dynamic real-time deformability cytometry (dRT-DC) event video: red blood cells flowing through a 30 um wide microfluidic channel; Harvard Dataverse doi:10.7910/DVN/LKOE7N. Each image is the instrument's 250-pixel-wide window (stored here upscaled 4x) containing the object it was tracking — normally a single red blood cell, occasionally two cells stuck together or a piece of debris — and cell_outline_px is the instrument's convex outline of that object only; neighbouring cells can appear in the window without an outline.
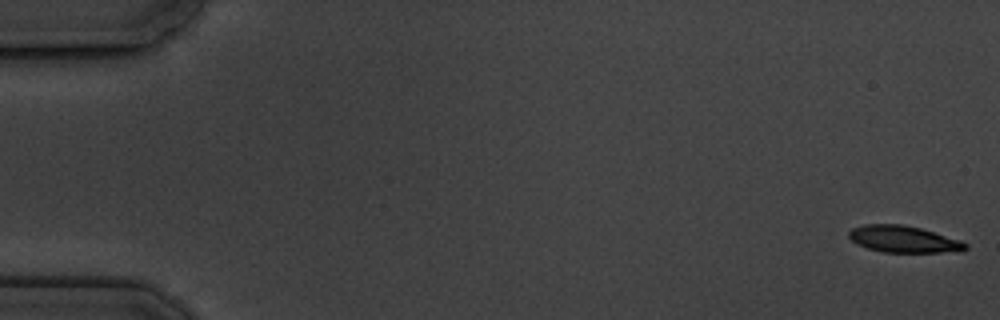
{"species": "common noctule bat (a hibernating species)", "species_latin": "Nyctalus noctula", "temperature_condition": "cold", "stored_images_in_passage": 8, "camera_frame_rate_fps": 3000, "um_per_image_px": 0.085, "animal": {"sex": "male", "body_mass_g": 19.5, "forearm_length_mm": 54.6}, "frame": {"image": 1, "passage_image": 1, "time_ms": 0.0, "image_size_px": [1000, 320], "cell_outline_px": [[968, 248], [940, 252], [884, 252], [868, 248], [856, 244], [848, 236], [848, 232], [852, 228], [864, 224], [900, 224], [920, 228], [960, 240], [968, 244]], "centroid_in_image_um": [76.73, 20.32], "position_along_channel_um": 8.3, "area_um2": 17.86}}
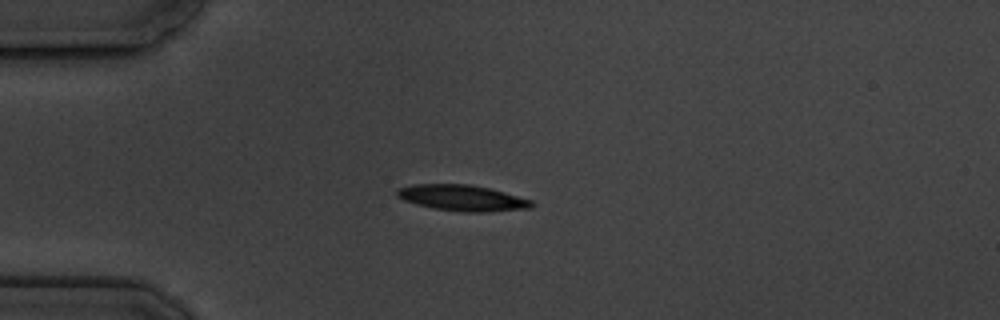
{"frame": {"image": 2, "passage_image": 5, "time_ms": 4.667, "image_size_px": [1000, 320], "cell_outline_px": [[536, 204], [532, 208], [484, 212], [460, 212], [432, 208], [416, 204], [404, 200], [396, 196], [396, 188], [416, 184], [468, 184], [488, 188], [504, 192], [532, 200]], "centroid_in_image_um": [39.29, 16.83], "position_along_channel_um": 45.7, "area_um2": 20.46}}
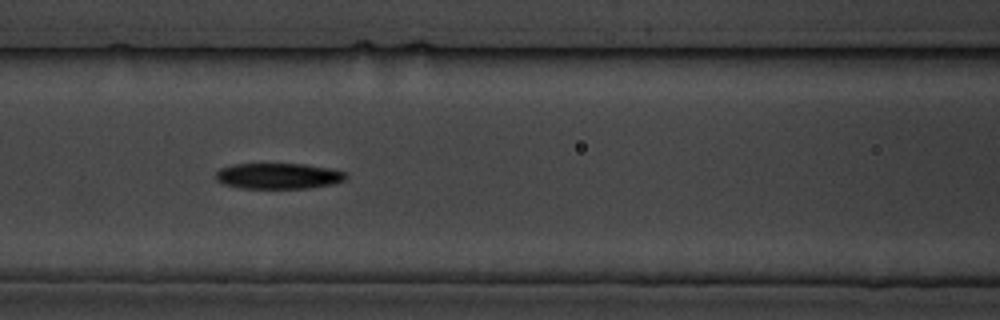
{"frame": {"image": 3, "passage_image": 8, "time_ms": 8.0, "image_size_px": [1000, 320], "cell_outline_px": [[348, 176], [344, 180], [336, 184], [308, 188], [240, 188], [224, 184], [216, 180], [216, 172], [220, 168], [232, 164], [304, 164], [328, 168], [344, 172]], "centroid_in_image_um": [23.66, 14.96], "position_along_channel_um": 142.9, "area_um2": 19.59}}